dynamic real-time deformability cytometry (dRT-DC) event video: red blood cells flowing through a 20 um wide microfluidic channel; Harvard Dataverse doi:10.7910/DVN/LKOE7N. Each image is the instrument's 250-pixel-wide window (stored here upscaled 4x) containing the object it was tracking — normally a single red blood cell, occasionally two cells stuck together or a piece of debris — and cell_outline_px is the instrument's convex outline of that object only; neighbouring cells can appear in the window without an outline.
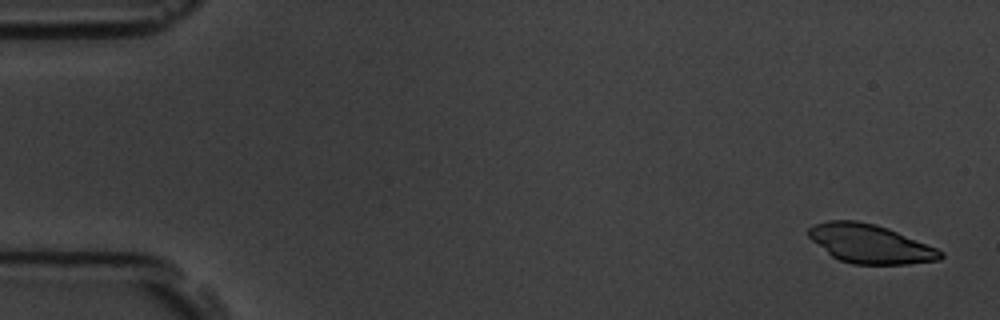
{"species": "common noctule bat (a hibernating species)", "species_latin": "Nyctalus noctula", "temperature_condition": "room temperature", "stored_images_in_passage": 6, "camera_frame_rate_fps": 3000, "um_per_image_px": 0.085, "animal": {"sex": "male", "body_mass_g": 19.5, "forearm_length_mm": 54.6}, "frame": {"image": 1, "passage_image": 1, "time_ms": 0.0, "image_size_px": [1000, 320], "cell_outline_px": [[944, 256], [940, 260], [908, 264], [852, 264], [840, 260], [832, 256], [812, 240], [808, 236], [808, 228], [816, 224], [828, 220], [856, 220], [876, 224], [888, 228], [936, 248], [944, 252]], "centroid_in_image_um": [73.97, 20.72], "position_along_channel_um": 11.0, "area_um2": 29.71}}